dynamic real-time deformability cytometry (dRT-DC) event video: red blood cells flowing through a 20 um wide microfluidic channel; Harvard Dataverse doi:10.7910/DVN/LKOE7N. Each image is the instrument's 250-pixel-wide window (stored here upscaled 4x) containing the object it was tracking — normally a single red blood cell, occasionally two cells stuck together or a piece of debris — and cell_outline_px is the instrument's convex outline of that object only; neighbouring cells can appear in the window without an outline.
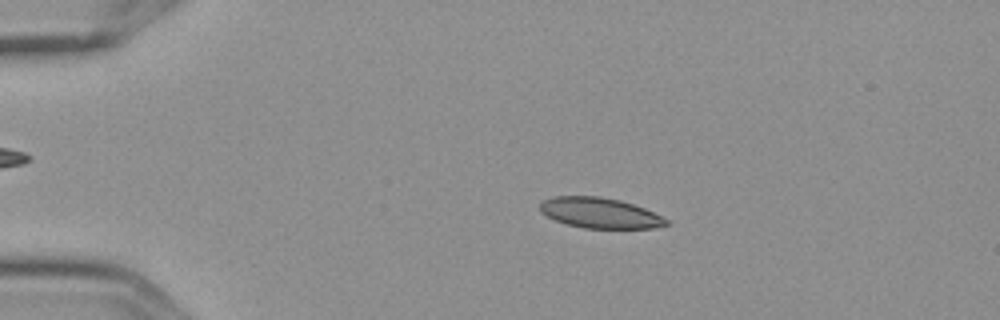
{"species": "Egyptian fruit bat (a non-hibernating species)", "species_latin": "Rousettus aegyptiacus", "temperature_condition": "cold", "stored_images_in_passage": 7, "camera_frame_rate_fps": 3000, "um_per_image_px": 0.085, "frame": {"image": 1, "passage_image": 3, "time_ms": 0.667, "image_size_px": [1000, 320], "cell_outline_px": [[668, 224], [652, 228], [584, 228], [568, 224], [556, 220], [540, 212], [540, 200], [552, 196], [600, 196], [620, 200], [644, 208], [668, 220]], "centroid_in_image_um": [50.94, 18.08], "position_along_channel_um": 34.1, "area_um2": 22.25}}
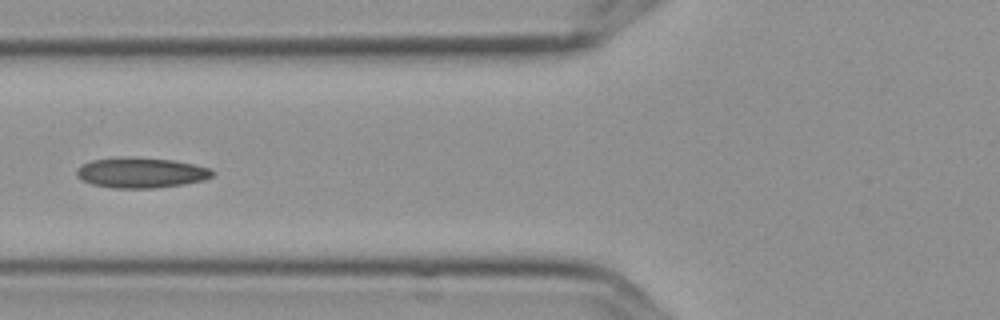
{"frame": {"image": 2, "passage_image": 6, "time_ms": 1.667, "image_size_px": [1000, 320], "cell_outline_px": [[216, 172], [212, 176], [204, 180], [184, 184], [156, 188], [112, 188], [92, 184], [76, 176], [76, 168], [92, 160], [124, 156], [136, 156], [172, 160], [192, 164], [208, 168]], "centroid_in_image_um": [11.98, 14.67], "position_along_channel_um": 113.8, "area_um2": 24.16}}
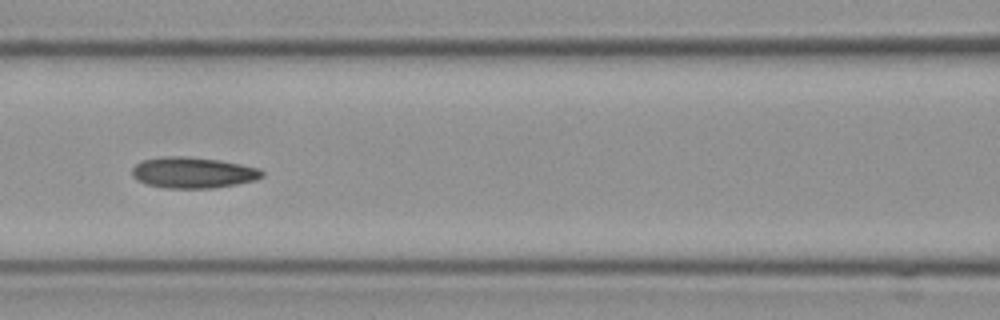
{"frame": {"image": 3, "passage_image": 7, "time_ms": 2.0, "image_size_px": [1000, 320], "cell_outline_px": [[264, 176], [256, 180], [236, 184], [212, 188], [164, 188], [144, 184], [136, 180], [132, 176], [132, 168], [140, 160], [168, 156], [184, 156], [216, 160], [240, 164], [260, 168], [264, 172]], "centroid_in_image_um": [16.38, 14.68], "position_along_channel_um": 150.2, "area_um2": 23.58}}